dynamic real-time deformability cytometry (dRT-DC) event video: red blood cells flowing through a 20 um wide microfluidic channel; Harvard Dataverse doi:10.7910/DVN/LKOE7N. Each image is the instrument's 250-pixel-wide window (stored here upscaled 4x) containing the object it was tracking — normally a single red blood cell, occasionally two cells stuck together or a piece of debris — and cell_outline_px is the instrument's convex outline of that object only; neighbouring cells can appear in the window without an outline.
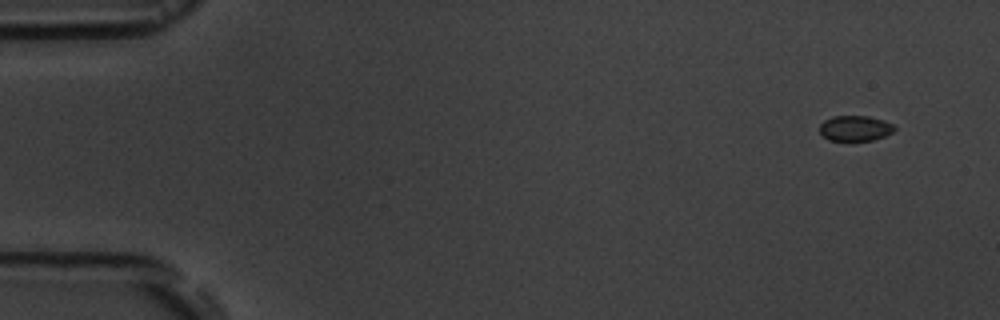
{"species": "common noctule bat (a hibernating species)", "species_latin": "Nyctalus noctula", "temperature_condition": "room temperature", "stored_images_in_passage": 9, "camera_frame_rate_fps": 3000, "um_per_image_px": 0.085, "animal": {"sex": "male", "body_mass_g": 19.5, "forearm_length_mm": 54.6}, "frame": {"image": 1, "passage_image": 1, "time_ms": 0.0, "image_size_px": [1000, 320], "cell_outline_px": [[896, 128], [892, 132], [884, 136], [872, 140], [828, 140], [820, 132], [820, 124], [824, 120], [832, 116], [868, 116], [884, 120], [892, 124]], "centroid_in_image_um": [72.68, 10.89], "position_along_channel_um": 12.3, "area_um2": 10.98}}
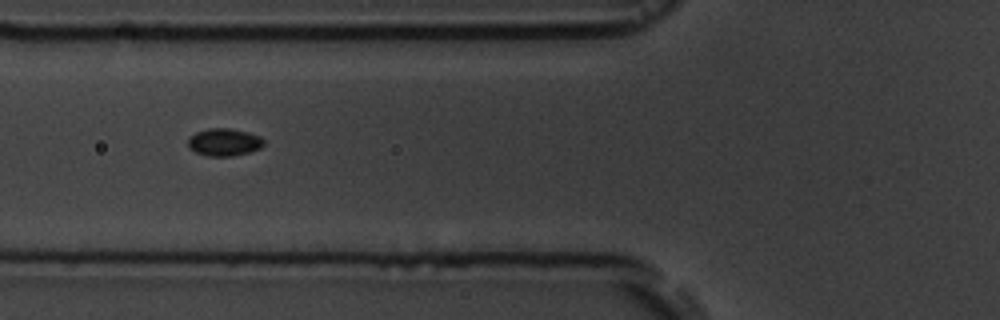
{"frame": {"image": 2, "passage_image": 6, "time_ms": 6.0, "image_size_px": [1000, 320], "cell_outline_px": [[264, 144], [260, 148], [248, 152], [232, 156], [208, 156], [196, 152], [188, 148], [188, 136], [196, 132], [208, 128], [228, 128], [248, 132], [260, 136], [264, 140]], "centroid_in_image_um": [19.03, 12.08], "position_along_channel_um": 106.8, "area_um2": 12.2}}
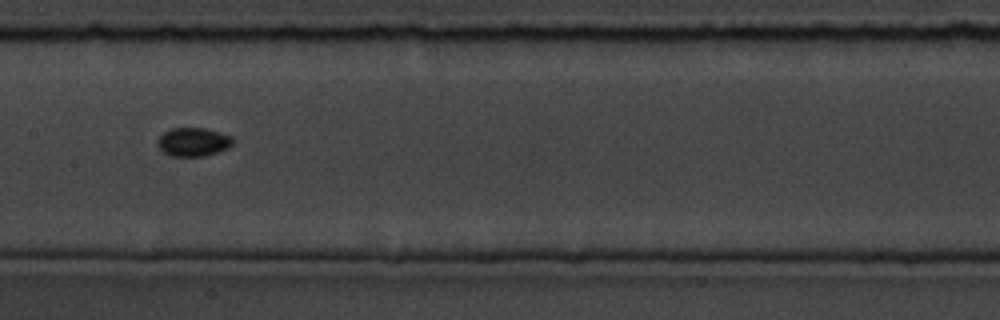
{"frame": {"image": 3, "passage_image": 8, "time_ms": 8.333, "image_size_px": [1000, 320], "cell_outline_px": [[236, 140], [228, 148], [204, 156], [172, 156], [164, 152], [160, 148], [160, 136], [164, 132], [172, 128], [204, 128], [220, 132], [232, 136]], "centroid_in_image_um": [16.5, 12.06], "position_along_channel_um": 190.9, "area_um2": 12.37}}